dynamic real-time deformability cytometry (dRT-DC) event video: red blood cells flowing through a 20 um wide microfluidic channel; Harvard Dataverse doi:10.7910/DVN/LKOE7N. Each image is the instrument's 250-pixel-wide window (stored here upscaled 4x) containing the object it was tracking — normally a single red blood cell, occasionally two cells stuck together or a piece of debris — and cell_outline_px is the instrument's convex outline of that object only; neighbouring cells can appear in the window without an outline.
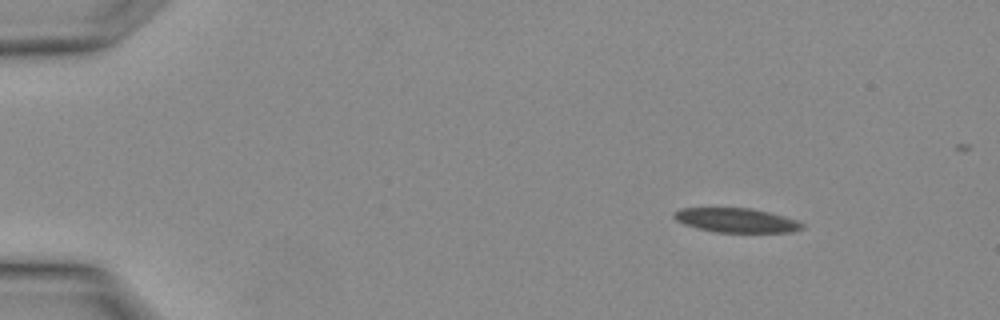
{"species": "Egyptian fruit bat (a non-hibernating species)", "species_latin": "Rousettus aegyptiacus", "temperature_condition": "warm", "stored_images_in_passage": 2, "camera_frame_rate_fps": 3000, "um_per_image_px": 0.085, "animal": {"sex": "female"}, "frame": {"image": 1, "passage_image": 1, "time_ms": 0.0, "image_size_px": [1000, 320], "cell_outline_px": [[804, 228], [792, 232], [716, 232], [696, 228], [684, 224], [676, 220], [672, 216], [680, 208], [752, 208], [768, 212], [796, 220], [804, 224]], "centroid_in_image_um": [62.58, 18.73], "position_along_channel_um": 22.4, "area_um2": 18.03}}